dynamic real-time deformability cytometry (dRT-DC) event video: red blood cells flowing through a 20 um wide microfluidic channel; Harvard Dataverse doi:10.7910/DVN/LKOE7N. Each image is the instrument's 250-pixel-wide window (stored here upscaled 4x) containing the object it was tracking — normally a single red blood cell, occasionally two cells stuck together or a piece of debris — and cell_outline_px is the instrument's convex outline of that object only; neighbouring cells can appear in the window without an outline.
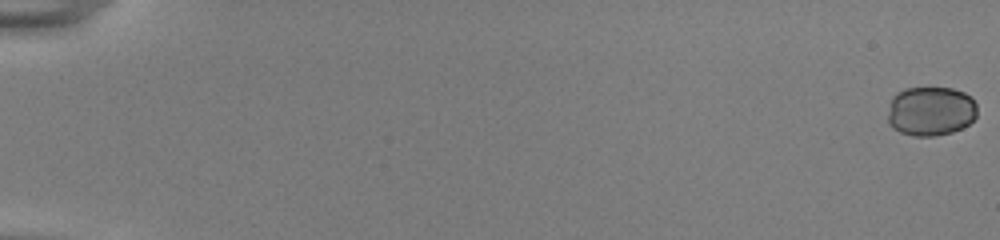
{"species": "common noctule bat (a hibernating species)", "species_latin": "Nyctalus noctula", "temperature_condition": "room temperature", "stored_images_in_passage": 49, "camera_frame_rate_fps": 3000, "um_per_image_px": 0.085, "animal": {"sex": "female", "body_mass_g": 22.0, "forearm_length_mm": 56.7}, "frame": {"image": 1, "passage_image": 1, "time_ms": 0.0, "image_size_px": [1000, 240], "cell_outline_px": [[976, 116], [968, 124], [952, 132], [936, 136], [916, 136], [900, 132], [892, 128], [888, 124], [888, 116], [892, 96], [896, 92], [904, 88], [952, 88], [964, 92], [976, 104]], "centroid_in_image_um": [79.08, 9.45], "position_along_channel_um": 5.9, "area_um2": 25.72}, "authors_computed_cell_mechanics": {"area_um2": 18.7272, "velocity_mm_per_s": 3.8192, "shape_relaxation_time_tau1_ms": 1.9993, "shape_relaxation_time_tau2_ms": 4.5286, "deformation_change_tau1": 0.1251, "deformation_change_tau2": 0.0721}}